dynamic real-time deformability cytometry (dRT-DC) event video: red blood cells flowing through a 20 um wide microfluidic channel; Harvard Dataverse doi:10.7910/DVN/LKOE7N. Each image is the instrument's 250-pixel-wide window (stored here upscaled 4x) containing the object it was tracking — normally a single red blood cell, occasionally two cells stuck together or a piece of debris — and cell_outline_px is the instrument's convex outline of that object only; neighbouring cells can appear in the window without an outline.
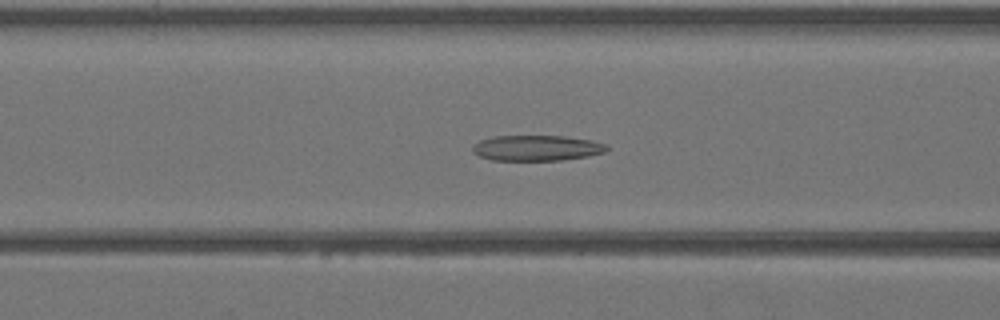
{"species": "Egyptian fruit bat (a non-hibernating species)", "species_latin": "Rousettus aegyptiacus", "temperature_condition": "warm", "stored_images_in_passage": 42, "camera_frame_rate_fps": 3000, "um_per_image_px": 0.085, "animal": {"sex": "female"}, "frame": {"image": 1, "passage_image": 17, "time_ms": 5.333, "image_size_px": [1000, 320], "cell_outline_px": [[608, 148], [604, 152], [588, 156], [560, 160], [492, 160], [480, 156], [472, 152], [472, 148], [480, 140], [492, 136], [564, 136], [592, 140], [608, 144]], "centroid_in_image_um": [45.64, 12.57], "position_along_channel_um": 121.0, "area_um2": 19.94}}
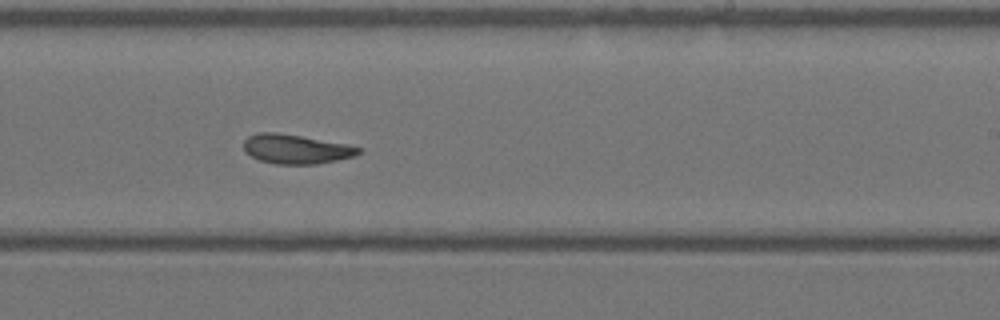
{"frame": {"image": 2, "passage_image": 26, "time_ms": 8.333, "image_size_px": [1000, 320], "cell_outline_px": [[360, 152], [356, 156], [316, 164], [276, 164], [260, 160], [252, 156], [244, 148], [244, 140], [248, 136], [256, 132], [276, 132], [348, 144], [360, 148]], "centroid_in_image_um": [25.16, 12.66], "position_along_channel_um": 263.8, "area_um2": 19.48}}
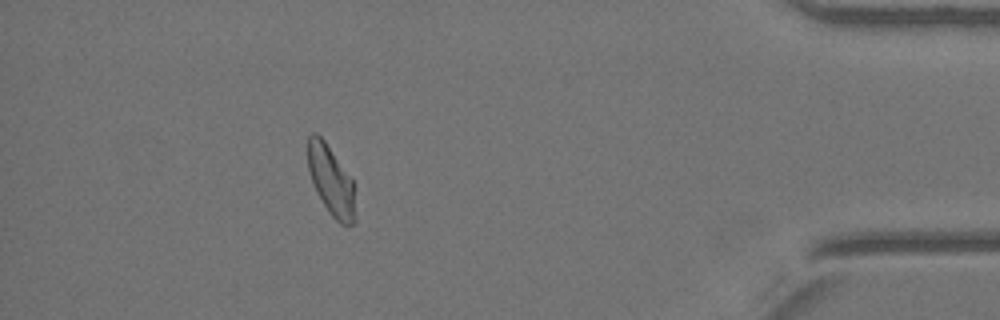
{"frame": {"image": 3, "passage_image": 38, "time_ms": 12.333, "image_size_px": [1000, 320], "cell_outline_px": [[356, 220], [352, 224], [340, 224], [328, 212], [316, 192], [308, 168], [308, 136], [312, 132], [316, 132], [324, 140], [352, 180]], "centroid_in_image_um": [28.12, 15.37], "position_along_channel_um": 407.1, "area_um2": 18.96}}